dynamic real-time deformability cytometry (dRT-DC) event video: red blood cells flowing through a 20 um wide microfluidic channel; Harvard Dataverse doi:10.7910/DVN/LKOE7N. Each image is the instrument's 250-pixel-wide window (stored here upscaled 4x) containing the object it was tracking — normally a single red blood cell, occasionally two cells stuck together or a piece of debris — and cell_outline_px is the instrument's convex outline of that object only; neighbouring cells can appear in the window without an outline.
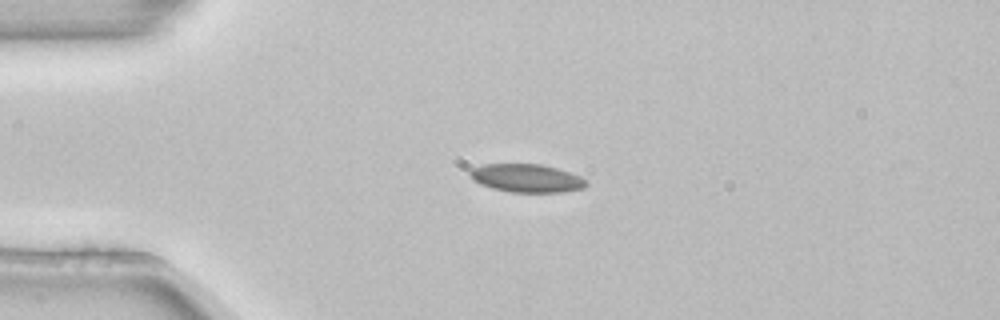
{"species": "common noctule bat (a hibernating species)", "species_latin": "Nyctalus noctula", "temperature_condition": "room temperature", "stored_images_in_passage": 2, "camera_frame_rate_fps": 3000, "um_per_image_px": 0.085, "animal": {"sex": "female", "body_mass_g": 22.7, "forearm_length_mm": 54.2}, "frame": {"image": 1, "passage_image": 1, "time_ms": 0.0, "image_size_px": [1000, 320], "cell_outline_px": [[588, 184], [584, 188], [564, 192], [508, 192], [492, 188], [480, 184], [472, 180], [468, 172], [472, 168], [484, 164], [540, 164], [556, 168], [580, 176], [588, 180]], "centroid_in_image_um": [44.76, 15.15], "position_along_channel_um": 40.2, "area_um2": 19.25}}
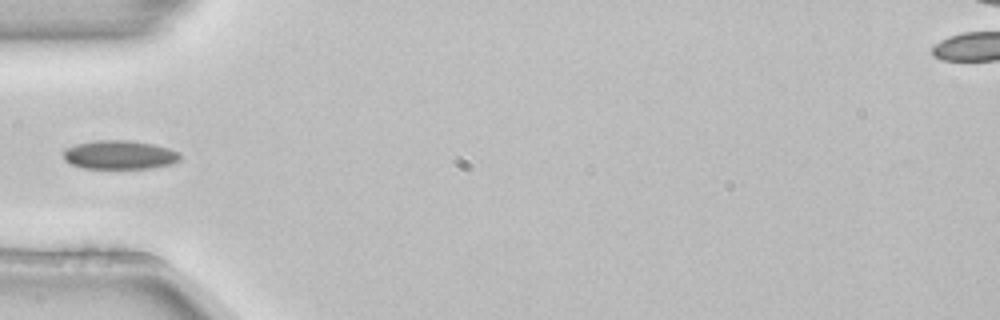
{"frame": {"image": 2, "passage_image": 2, "time_ms": 0.333, "image_size_px": [1000, 320], "cell_outline_px": [[180, 160], [172, 164], [152, 168], [84, 168], [72, 164], [64, 160], [64, 148], [76, 144], [96, 140], [128, 140], [152, 144], [168, 148], [176, 152], [180, 156]], "centroid_in_image_um": [10.14, 13.16], "position_along_channel_um": 74.9, "area_um2": 19.48}}